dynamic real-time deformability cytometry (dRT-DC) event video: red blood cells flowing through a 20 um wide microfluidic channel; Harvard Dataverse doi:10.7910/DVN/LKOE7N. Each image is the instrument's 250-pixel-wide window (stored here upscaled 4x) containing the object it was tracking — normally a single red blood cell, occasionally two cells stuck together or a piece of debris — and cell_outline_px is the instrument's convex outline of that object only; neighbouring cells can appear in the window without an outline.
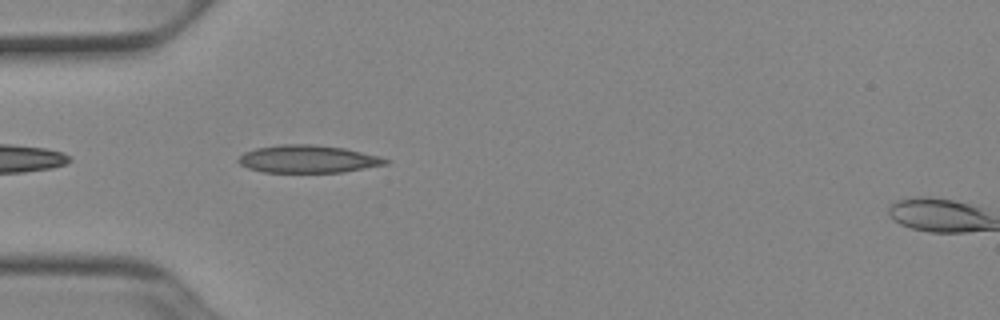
{"species": "Egyptian fruit bat (a non-hibernating species)", "species_latin": "Rousettus aegyptiacus", "temperature_condition": "cold", "stored_images_in_passage": 4, "camera_frame_rate_fps": 3000, "um_per_image_px": 0.085, "animal": {"sex": "female"}, "frame": {"image": 1, "passage_image": 3, "time_ms": 0.667, "image_size_px": [1000, 320], "cell_outline_px": [[388, 164], [344, 172], [264, 172], [248, 168], [240, 164], [236, 160], [244, 152], [256, 148], [284, 144], [312, 144], [344, 148], [380, 156], [388, 160]], "centroid_in_image_um": [26.17, 13.52], "position_along_channel_um": 58.8, "area_um2": 23.64}}